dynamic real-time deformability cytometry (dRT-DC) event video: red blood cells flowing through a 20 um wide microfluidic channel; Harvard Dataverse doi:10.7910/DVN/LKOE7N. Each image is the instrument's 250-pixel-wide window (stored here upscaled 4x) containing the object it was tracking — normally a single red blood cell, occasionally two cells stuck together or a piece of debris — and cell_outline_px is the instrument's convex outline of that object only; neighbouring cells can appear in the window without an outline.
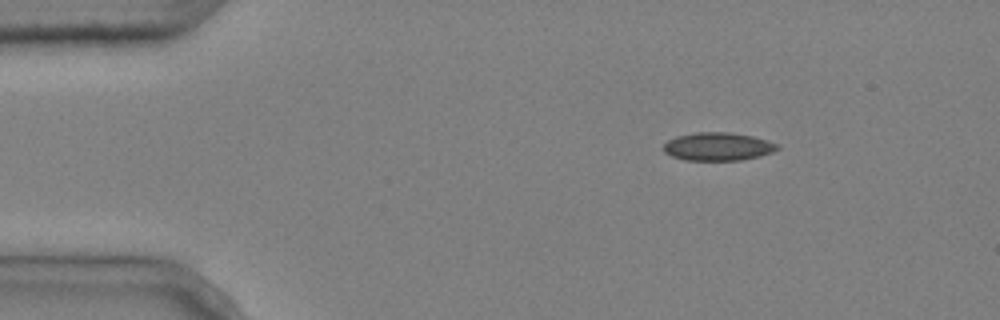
{"species": "common noctule bat (a hibernating species)", "species_latin": "Nyctalus noctula", "temperature_condition": "cold", "stored_images_in_passage": 3, "camera_frame_rate_fps": 3000, "um_per_image_px": 0.085, "animal": {"sex": "male", "body_mass_g": 20.4}, "frame": {"image": 1, "passage_image": 1, "time_ms": 0.0, "image_size_px": [1000, 320], "cell_outline_px": [[780, 148], [772, 152], [760, 156], [740, 160], [684, 160], [672, 156], [664, 152], [664, 144], [668, 140], [676, 136], [696, 132], [728, 132], [752, 136], [768, 140], [780, 144]], "centroid_in_image_um": [61.04, 12.45], "position_along_channel_um": 24.0, "area_um2": 18.73}}